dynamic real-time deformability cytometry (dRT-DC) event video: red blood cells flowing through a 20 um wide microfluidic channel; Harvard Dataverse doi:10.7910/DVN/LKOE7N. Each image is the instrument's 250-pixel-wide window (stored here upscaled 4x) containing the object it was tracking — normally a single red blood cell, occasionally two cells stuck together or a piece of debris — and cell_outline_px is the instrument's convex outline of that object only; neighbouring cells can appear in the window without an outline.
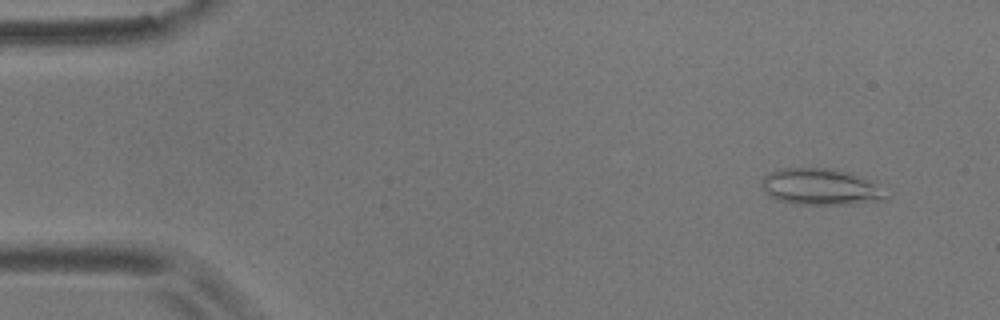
{"species": "common noctule bat (a hibernating species)", "species_latin": "Nyctalus noctula", "temperature_condition": "room temperature", "stored_images_in_passage": 8, "camera_frame_rate_fps": 3000, "um_per_image_px": 0.085, "animal": {"sex": "male", "body_mass_g": 17.9}, "frame": {"image": 1, "passage_image": 1, "time_ms": 0.0, "image_size_px": [1000, 320], "cell_outline_px": [[888, 200], [852, 204], [796, 204], [780, 200], [768, 196], [764, 192], [760, 184], [764, 176], [768, 172], [784, 168], [832, 168], [868, 180], [888, 196]], "centroid_in_image_um": [69.67, 15.89], "position_along_channel_um": 15.3, "area_um2": 26.07}}
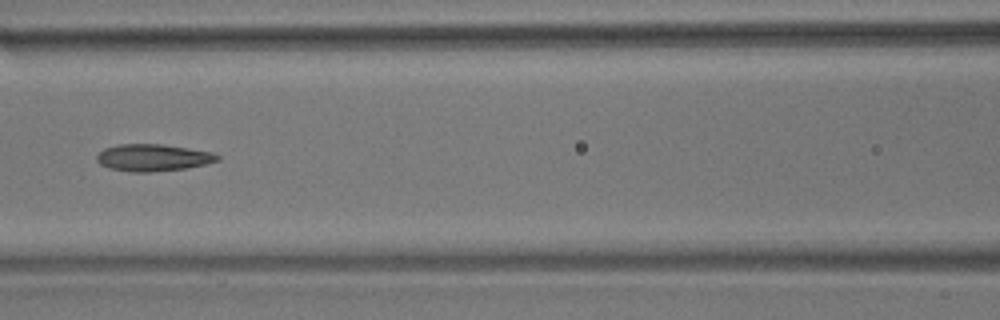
{"frame": {"image": 2, "passage_image": 6, "time_ms": 1.667, "image_size_px": [1000, 320], "cell_outline_px": [[220, 160], [204, 164], [184, 168], [152, 172], [132, 172], [108, 168], [100, 164], [96, 160], [96, 156], [104, 148], [120, 144], [164, 144], [212, 152], [220, 156]], "centroid_in_image_um": [12.98, 13.39], "position_along_channel_um": 153.6, "area_um2": 18.96}}
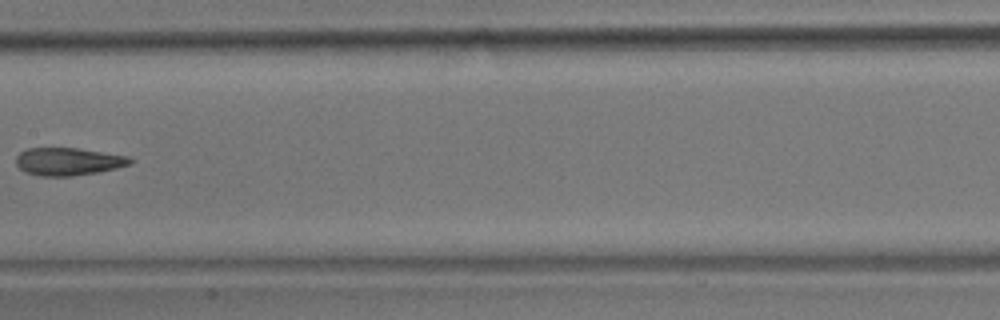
{"frame": {"image": 3, "passage_image": 7, "time_ms": 2.0, "image_size_px": [1000, 320], "cell_outline_px": [[136, 160], [132, 164], [116, 168], [96, 172], [72, 176], [40, 176], [28, 172], [20, 168], [16, 164], [16, 156], [20, 152], [28, 148], [80, 148], [128, 156]], "centroid_in_image_um": [5.84, 13.72], "position_along_channel_um": 201.6, "area_um2": 18.44}}